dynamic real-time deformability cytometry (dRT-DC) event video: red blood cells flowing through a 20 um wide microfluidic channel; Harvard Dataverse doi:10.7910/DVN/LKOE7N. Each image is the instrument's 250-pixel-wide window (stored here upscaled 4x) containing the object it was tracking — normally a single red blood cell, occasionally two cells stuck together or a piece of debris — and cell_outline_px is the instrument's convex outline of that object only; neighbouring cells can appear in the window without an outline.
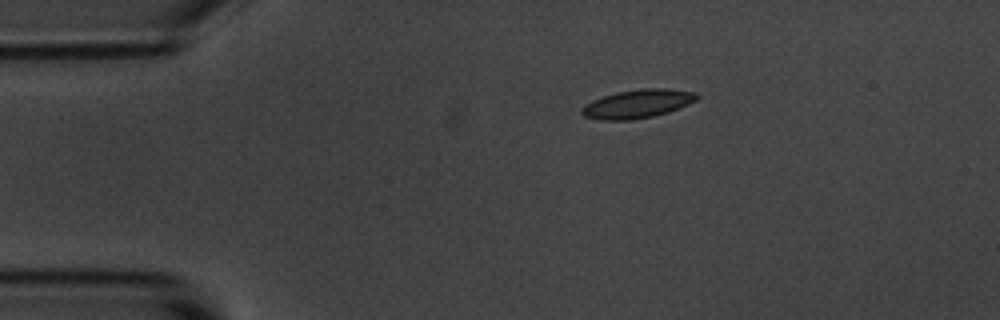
{"species": "common noctule bat (a hibernating species)", "species_latin": "Nyctalus noctula", "temperature_condition": "room temperature", "stored_images_in_passage": 3, "camera_frame_rate_fps": 3000, "um_per_image_px": 0.085, "animal": {"sex": "male", "body_mass_g": 20.1, "forearm_length_mm": 53.5}, "frame": {"image": 1, "passage_image": 1, "time_ms": 0.0, "image_size_px": [1000, 320], "cell_outline_px": [[700, 96], [696, 100], [688, 104], [668, 112], [652, 116], [628, 120], [600, 120], [584, 116], [580, 112], [580, 108], [592, 100], [616, 92], [640, 88], [664, 88], [696, 92]], "centroid_in_image_um": [54.18, 8.81], "position_along_channel_um": 30.8, "area_um2": 19.13}}
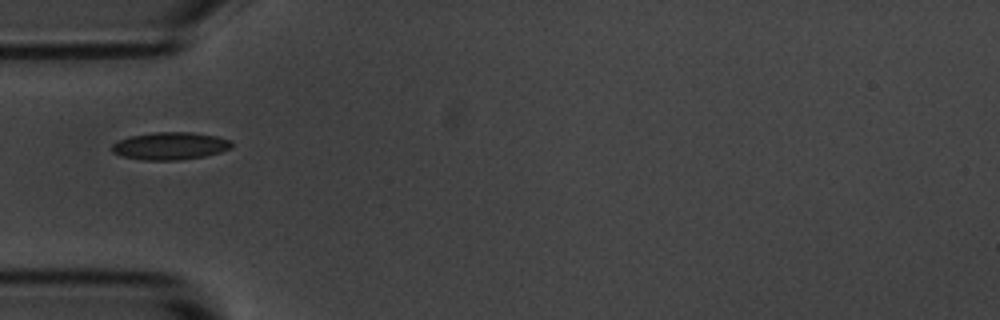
{"frame": {"image": 2, "passage_image": 3, "time_ms": 2.333, "image_size_px": [1000, 320], "cell_outline_px": [[232, 148], [220, 152], [204, 156], [180, 160], [144, 160], [120, 156], [112, 152], [112, 144], [128, 136], [152, 132], [192, 132], [216, 136], [232, 140]], "centroid_in_image_um": [14.46, 12.4], "position_along_channel_um": 70.5, "area_um2": 19.36}}